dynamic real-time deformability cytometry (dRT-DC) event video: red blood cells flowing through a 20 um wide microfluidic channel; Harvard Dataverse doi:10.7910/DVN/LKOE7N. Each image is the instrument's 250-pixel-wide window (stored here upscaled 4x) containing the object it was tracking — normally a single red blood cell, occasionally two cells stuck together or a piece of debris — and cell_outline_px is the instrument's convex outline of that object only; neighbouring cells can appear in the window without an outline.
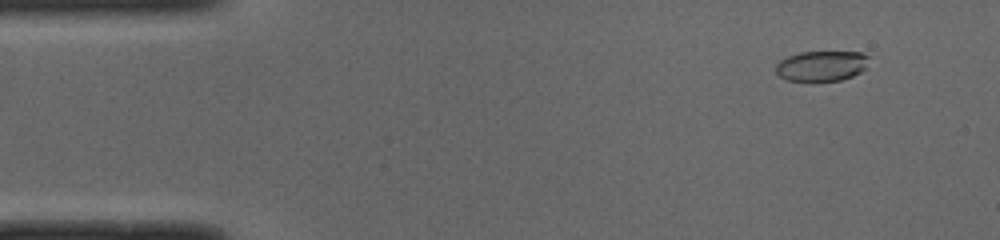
{"species": "common noctule bat (a hibernating species)", "species_latin": "Nyctalus noctula", "temperature_condition": "cold", "stored_images_in_passage": 7, "camera_frame_rate_fps": 3000, "um_per_image_px": 0.085, "animal": {"sex": "male", "body_mass_g": 19.0, "forearm_length_mm": 50.8}, "frame": {"image": 1, "passage_image": 5, "time_ms": 1.333, "image_size_px": [1000, 240], "cell_outline_px": [[868, 68], [852, 76], [840, 80], [788, 80], [780, 76], [776, 72], [776, 64], [780, 60], [788, 56], [800, 52], [860, 52], [868, 56]], "centroid_in_image_um": [69.86, 5.59], "position_along_channel_um": 15.1, "area_um2": 16.3}}